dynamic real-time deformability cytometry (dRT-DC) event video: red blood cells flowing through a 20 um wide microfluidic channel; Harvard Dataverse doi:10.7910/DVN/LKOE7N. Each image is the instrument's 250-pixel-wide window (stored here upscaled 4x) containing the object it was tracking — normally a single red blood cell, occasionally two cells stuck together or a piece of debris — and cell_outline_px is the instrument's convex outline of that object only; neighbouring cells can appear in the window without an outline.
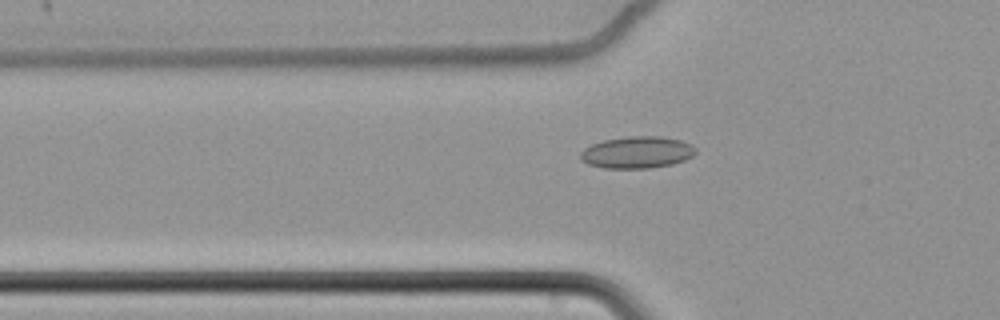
{"species": "common noctule bat (a hibernating species)", "species_latin": "Nyctalus noctula", "temperature_condition": "cold", "stored_images_in_passage": 41, "camera_frame_rate_fps": 3000, "um_per_image_px": 0.085, "animal": {"sex": "female", "body_mass_g": 22.7, "forearm_length_mm": 54.2}, "frame": {"image": 1, "passage_image": 2, "time_ms": 0.333, "image_size_px": [1000, 320], "cell_outline_px": [[696, 152], [692, 156], [684, 160], [672, 164], [648, 168], [604, 168], [588, 164], [580, 160], [580, 152], [584, 148], [592, 144], [604, 140], [628, 136], [660, 136], [680, 140], [692, 144], [696, 148]], "centroid_in_image_um": [54.14, 12.94], "position_along_channel_um": 71.7, "area_um2": 21.44}}
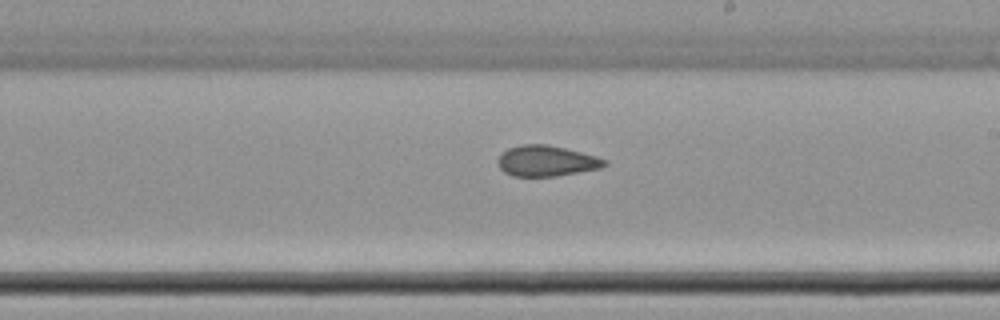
{"frame": {"image": 2, "passage_image": 17, "time_ms": 5.333, "image_size_px": [1000, 320], "cell_outline_px": [[608, 164], [600, 168], [556, 176], [512, 176], [504, 172], [500, 168], [496, 160], [508, 148], [524, 144], [544, 144], [564, 148], [596, 156], [608, 160]], "centroid_in_image_um": [46.45, 13.68], "position_along_channel_um": 242.6, "area_um2": 18.96}}
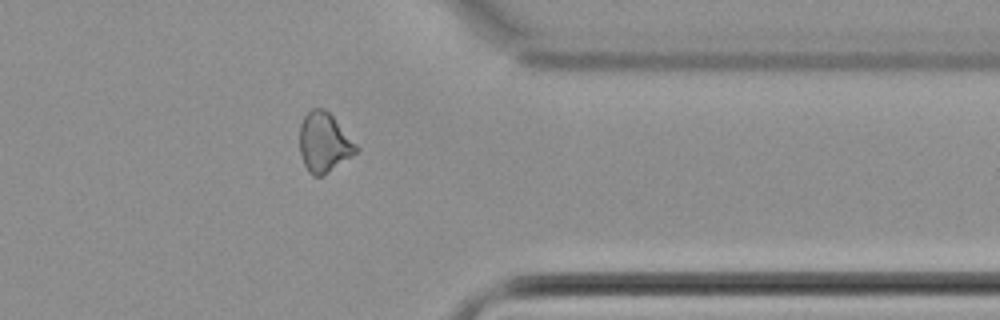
{"frame": {"image": 3, "passage_image": 30, "time_ms": 9.667, "image_size_px": [1000, 320], "cell_outline_px": [[360, 148], [356, 152], [320, 176], [312, 176], [308, 172], [300, 156], [300, 124], [304, 116], [312, 108], [324, 108], [332, 116]], "centroid_in_image_um": [27.51, 12.09], "position_along_channel_um": 383.9, "area_um2": 19.19}, "authors_computed_cell_mechanics": {"area_um2": 19.4786, "velocity_mm_per_s": 3.4374, "shape_relaxation_time_tau1_ms": null, "shape_relaxation_time_tau2_ms": 5.4071, "deformation_change_tau1": null, "deformation_change_tau2": 0.1092}}